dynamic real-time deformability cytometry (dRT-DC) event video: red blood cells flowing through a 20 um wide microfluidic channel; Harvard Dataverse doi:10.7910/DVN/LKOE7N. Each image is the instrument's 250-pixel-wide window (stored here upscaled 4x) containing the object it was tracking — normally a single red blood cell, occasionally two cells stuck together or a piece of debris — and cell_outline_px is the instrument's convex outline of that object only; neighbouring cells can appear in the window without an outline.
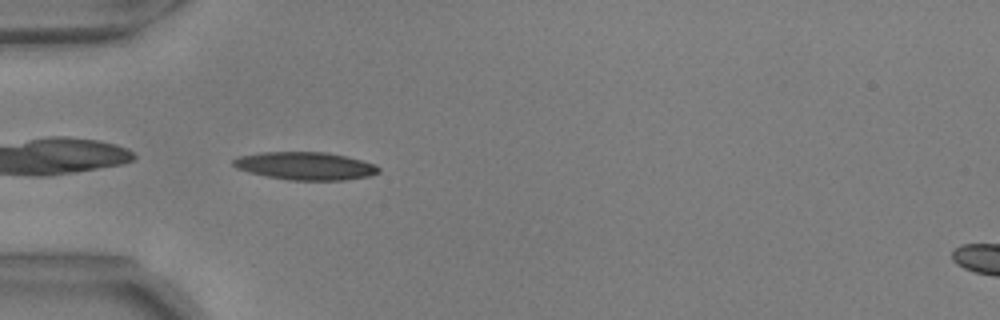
{"species": "common noctule bat (a hibernating species)", "species_latin": "Nyctalus noctula", "temperature_condition": "warm", "stored_images_in_passage": 39, "camera_frame_rate_fps": 3000, "um_per_image_px": 0.085, "animal": {"sex": "male", "body_mass_g": 17.9, "forearm_length_mm": 54.2}, "frame": {"image": 1, "passage_image": 1, "time_ms": 0.0, "image_size_px": [1000, 320], "cell_outline_px": [[380, 172], [368, 176], [344, 180], [288, 180], [248, 172], [236, 168], [232, 164], [232, 160], [240, 156], [264, 152], [328, 152], [376, 164], [380, 168]], "centroid_in_image_um": [25.96, 14.1], "position_along_channel_um": 59.0, "area_um2": 23.47}}
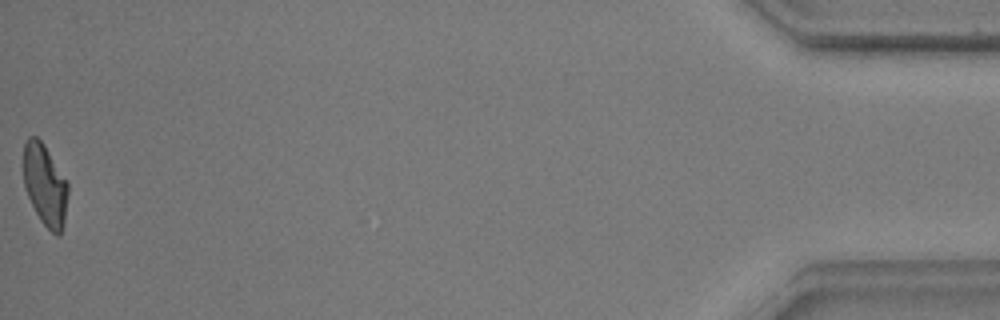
{"frame": {"image": 2, "passage_image": 39, "time_ms": 12.667, "image_size_px": [1000, 320], "cell_outline_px": [[68, 192], [64, 224], [60, 236], [56, 236], [40, 220], [28, 196], [24, 184], [24, 144], [28, 136], [36, 136], [44, 144], [68, 184]], "centroid_in_image_um": [3.83, 15.73], "position_along_channel_um": 431.4, "area_um2": 20.92}, "authors_computed_cell_mechanics": {"area_um2": 22.4842, "velocity_mm_per_s": 3.6923, "shape_relaxation_time_tau1_ms": 7.0011, "shape_relaxation_time_tau2_ms": 2.3893, "deformation_change_tau1": 0.21, "deformation_change_tau2": 0.1007}}